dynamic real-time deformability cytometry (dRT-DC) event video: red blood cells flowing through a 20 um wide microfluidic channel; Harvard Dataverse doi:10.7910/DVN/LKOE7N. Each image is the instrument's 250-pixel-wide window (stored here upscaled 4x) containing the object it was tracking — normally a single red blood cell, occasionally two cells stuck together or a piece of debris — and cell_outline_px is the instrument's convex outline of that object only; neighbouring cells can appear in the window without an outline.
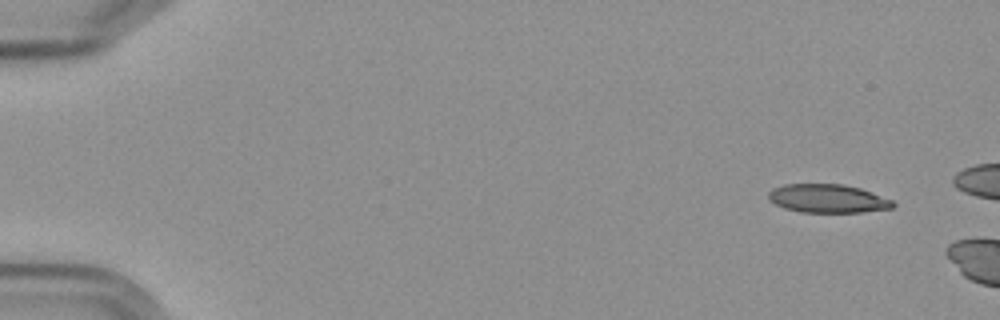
{"species": "Egyptian fruit bat (a non-hibernating species)", "species_latin": "Rousettus aegyptiacus", "temperature_condition": "cold", "stored_images_in_passage": 3, "camera_frame_rate_fps": 3000, "um_per_image_px": 0.085, "frame": {"image": 1, "passage_image": 1, "time_ms": 0.0, "image_size_px": [1000, 320], "cell_outline_px": [[896, 204], [892, 208], [860, 212], [800, 212], [784, 208], [776, 204], [768, 196], [768, 192], [772, 188], [784, 184], [844, 184], [860, 188], [892, 200]], "centroid_in_image_um": [70.35, 16.87], "position_along_channel_um": 14.7, "area_um2": 20.58}}